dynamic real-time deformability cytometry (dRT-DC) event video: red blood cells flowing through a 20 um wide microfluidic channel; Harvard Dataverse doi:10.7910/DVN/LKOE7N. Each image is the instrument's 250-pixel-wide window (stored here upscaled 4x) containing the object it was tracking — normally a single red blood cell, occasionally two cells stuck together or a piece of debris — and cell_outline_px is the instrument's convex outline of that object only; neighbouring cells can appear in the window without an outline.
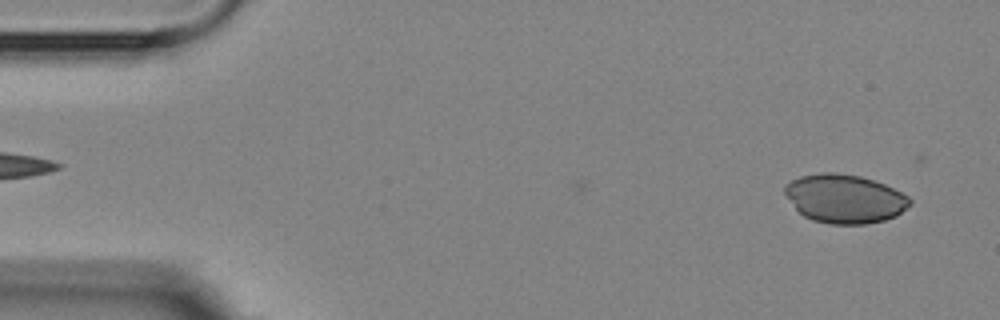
{"species": "Egyptian fruit bat (a non-hibernating species)", "species_latin": "Rousettus aegyptiacus", "temperature_condition": "room temperature", "stored_images_in_passage": 3, "camera_frame_rate_fps": 3000, "um_per_image_px": 0.085, "animal": {"sex": "female"}, "frame": {"image": 1, "passage_image": 3, "time_ms": 2.333, "image_size_px": [1000, 320], "cell_outline_px": [[912, 204], [896, 216], [884, 220], [864, 224], [828, 224], [812, 220], [804, 216], [796, 208], [784, 192], [784, 188], [792, 180], [800, 176], [820, 172], [832, 172], [860, 176], [884, 184], [908, 196], [912, 200]], "centroid_in_image_um": [71.81, 16.89], "position_along_channel_um": 13.2, "area_um2": 35.32}}